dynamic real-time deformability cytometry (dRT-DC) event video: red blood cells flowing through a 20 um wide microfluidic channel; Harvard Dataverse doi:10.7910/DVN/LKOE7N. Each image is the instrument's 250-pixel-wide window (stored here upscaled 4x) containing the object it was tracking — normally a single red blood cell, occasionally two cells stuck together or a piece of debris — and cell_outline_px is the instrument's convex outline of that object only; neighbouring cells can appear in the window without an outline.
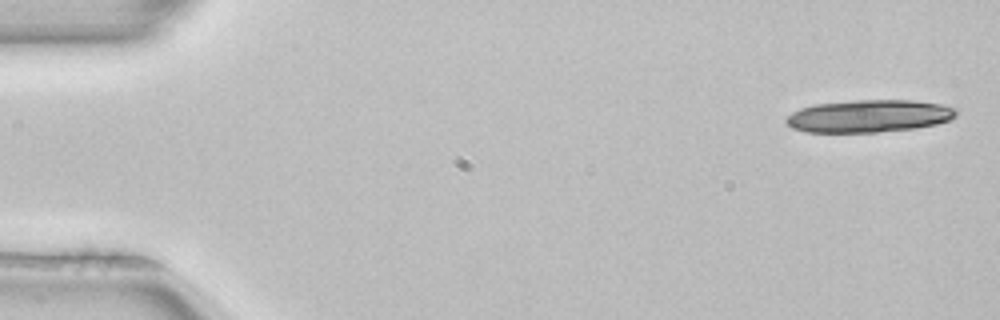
{"species": "common noctule bat (a hibernating species)", "species_latin": "Nyctalus noctula", "temperature_condition": "room temperature", "stored_images_in_passage": 5, "camera_frame_rate_fps": 3000, "um_per_image_px": 0.085, "animal": {"sex": "female", "body_mass_g": 22.7, "forearm_length_mm": 54.2}, "frame": {"image": 1, "passage_image": 1, "time_ms": 0.0, "image_size_px": [1000, 320], "cell_outline_px": [[960, 112], [952, 120], [936, 124], [916, 128], [876, 132], [804, 132], [792, 128], [784, 120], [792, 112], [800, 108], [816, 104], [856, 100], [916, 100], [940, 104], [956, 108]], "centroid_in_image_um": [73.9, 9.86], "position_along_channel_um": 11.1, "area_um2": 32.43}}